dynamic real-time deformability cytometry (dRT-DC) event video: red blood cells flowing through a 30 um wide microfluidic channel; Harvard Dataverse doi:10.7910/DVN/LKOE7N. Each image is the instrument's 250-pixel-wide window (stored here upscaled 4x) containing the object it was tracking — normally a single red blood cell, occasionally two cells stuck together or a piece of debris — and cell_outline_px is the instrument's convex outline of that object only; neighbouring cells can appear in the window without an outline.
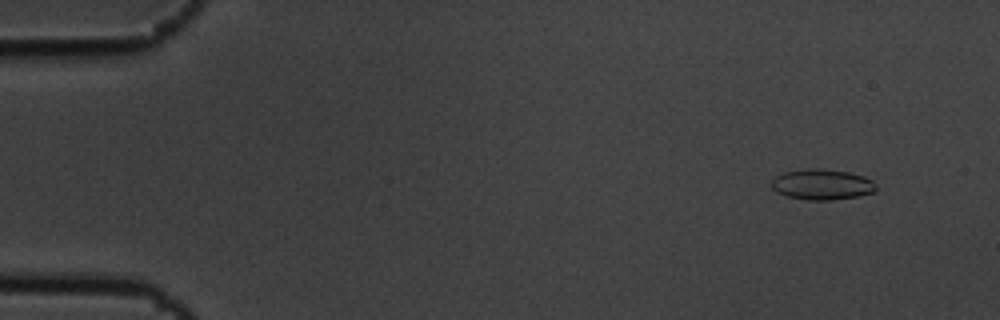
{"species": "common noctule bat (a hibernating species)", "species_latin": "Nyctalus noctula", "temperature_condition": "cold", "stored_images_in_passage": 15, "camera_frame_rate_fps": 3000, "um_per_image_px": 0.085, "animal": {"sex": "male", "body_mass_g": 19.5, "forearm_length_mm": 54.6}, "frame": {"image": 1, "passage_image": 2, "time_ms": 0.333, "image_size_px": [1000, 320], "cell_outline_px": [[876, 192], [856, 196], [832, 200], [808, 200], [788, 196], [772, 188], [772, 180], [776, 176], [784, 172], [808, 168], [820, 168], [848, 172], [864, 176], [872, 180], [876, 184]], "centroid_in_image_um": [69.91, 15.67], "position_along_channel_um": 15.1, "area_um2": 18.55}}
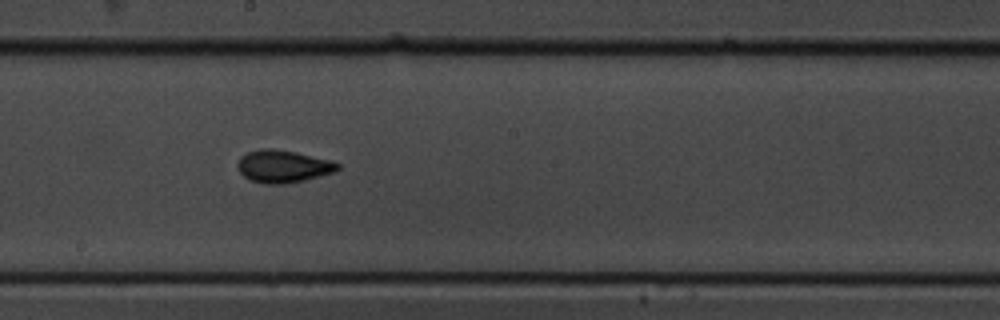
{"frame": {"image": 2, "passage_image": 9, "time_ms": 2.667, "image_size_px": [1000, 320], "cell_outline_px": [[340, 168], [336, 172], [304, 180], [284, 184], [264, 184], [252, 180], [244, 176], [240, 172], [236, 164], [240, 156], [248, 152], [260, 148], [272, 148], [296, 152], [328, 160], [340, 164]], "centroid_in_image_um": [24.04, 14.14], "position_along_channel_um": 224.2, "area_um2": 18.96}}
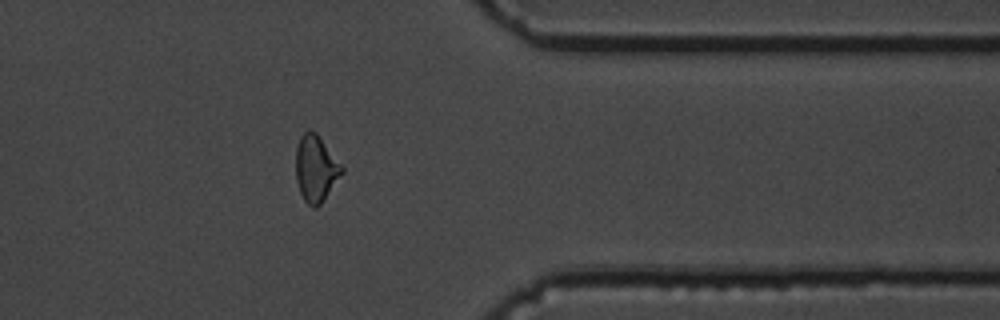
{"frame": {"image": 3, "passage_image": 13, "time_ms": 4.0, "image_size_px": [1000, 320], "cell_outline_px": [[344, 172], [320, 204], [316, 208], [312, 208], [304, 200], [300, 192], [296, 180], [296, 148], [300, 136], [308, 128], [316, 132], [344, 168]], "centroid_in_image_um": [26.83, 14.31], "position_along_channel_um": 384.6, "area_um2": 17.8}}